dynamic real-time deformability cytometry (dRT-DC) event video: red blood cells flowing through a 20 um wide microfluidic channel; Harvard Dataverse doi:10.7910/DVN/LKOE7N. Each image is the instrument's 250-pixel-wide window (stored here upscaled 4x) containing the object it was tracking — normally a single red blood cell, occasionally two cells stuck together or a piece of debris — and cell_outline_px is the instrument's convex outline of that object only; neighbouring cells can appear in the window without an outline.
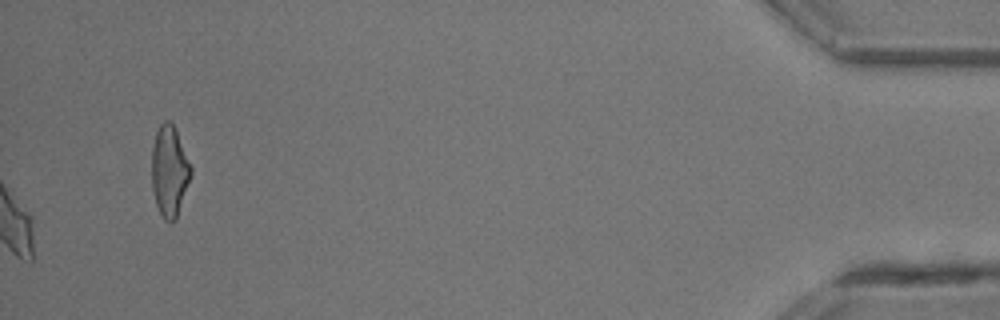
{"species": "common noctule bat (a hibernating species)", "species_latin": "Nyctalus noctula", "temperature_condition": "room temperature", "stored_images_in_passage": 37, "camera_frame_rate_fps": 3000, "um_per_image_px": 0.085, "animal": {"sex": "male", "body_mass_g": 13.3}, "frame": {"image": 1, "passage_image": 37, "time_ms": 12.0, "image_size_px": [1000, 320], "cell_outline_px": [[192, 172], [176, 220], [172, 224], [164, 220], [156, 204], [152, 188], [152, 148], [156, 132], [160, 124], [164, 120], [168, 120], [172, 124], [176, 132], [192, 168]], "centroid_in_image_um": [14.39, 14.58], "position_along_channel_um": 420.8, "area_um2": 20.52}}